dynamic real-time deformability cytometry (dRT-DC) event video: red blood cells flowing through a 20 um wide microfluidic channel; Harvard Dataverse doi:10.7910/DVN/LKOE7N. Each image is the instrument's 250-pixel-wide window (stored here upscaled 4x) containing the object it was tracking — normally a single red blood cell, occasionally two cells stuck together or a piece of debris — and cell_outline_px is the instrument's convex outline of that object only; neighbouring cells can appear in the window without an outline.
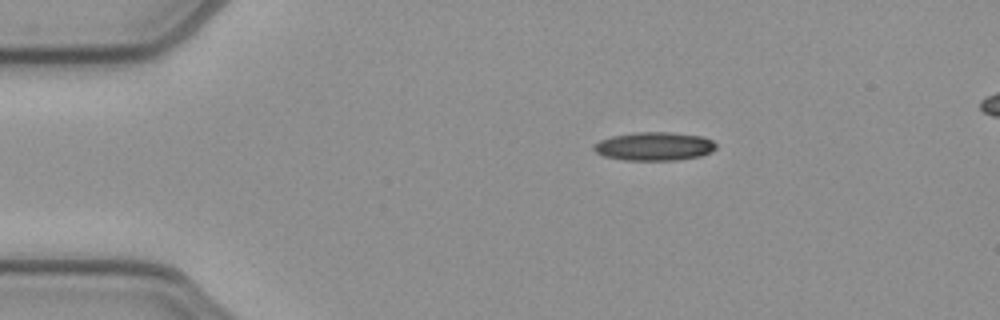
{"species": "common noctule bat (a hibernating species)", "species_latin": "Nyctalus noctula", "temperature_condition": "cold", "stored_images_in_passage": 44, "camera_frame_rate_fps": 3000, "um_per_image_px": 0.085, "animal": {"sex": "female", "body_mass_g": 21.9}, "frame": {"image": 1, "passage_image": 1, "time_ms": 0.0, "image_size_px": [1000, 320], "cell_outline_px": [[716, 148], [712, 152], [700, 156], [676, 160], [624, 160], [604, 156], [596, 152], [592, 148], [592, 144], [600, 140], [612, 136], [632, 132], [668, 132], [700, 136], [712, 140], [716, 144]], "centroid_in_image_um": [55.59, 12.43], "position_along_channel_um": 29.4, "area_um2": 20.35}}
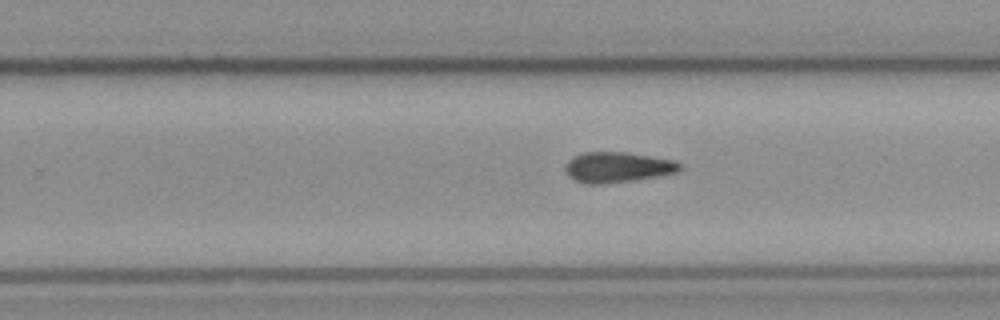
{"frame": {"image": 2, "passage_image": 24, "time_ms": 7.667, "image_size_px": [1000, 320], "cell_outline_px": [[684, 168], [680, 172], [660, 176], [636, 180], [604, 184], [584, 184], [572, 180], [568, 176], [564, 168], [564, 164], [572, 156], [584, 152], [624, 152], [676, 160]], "centroid_in_image_um": [52.48, 14.23], "position_along_channel_um": 277.3, "area_um2": 20.87}}
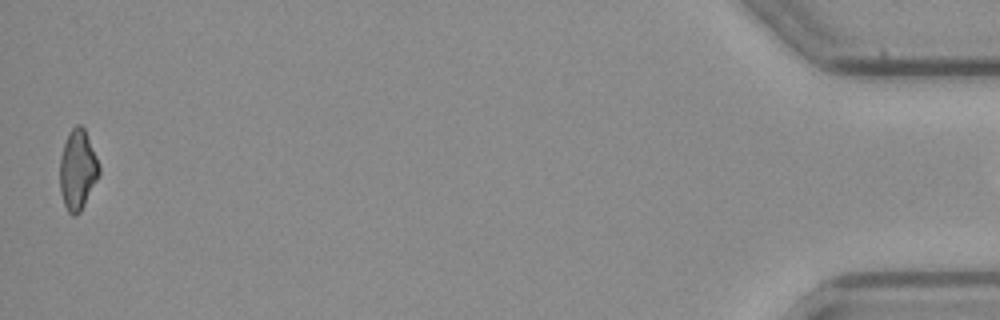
{"frame": {"image": 3, "passage_image": 43, "time_ms": 14.0, "image_size_px": [1000, 320], "cell_outline_px": [[100, 172], [80, 212], [76, 216], [72, 216], [68, 212], [64, 204], [60, 192], [60, 156], [68, 132], [76, 124], [80, 124], [84, 128], [100, 164]], "centroid_in_image_um": [6.59, 14.42], "position_along_channel_um": 428.6, "area_um2": 18.26}}